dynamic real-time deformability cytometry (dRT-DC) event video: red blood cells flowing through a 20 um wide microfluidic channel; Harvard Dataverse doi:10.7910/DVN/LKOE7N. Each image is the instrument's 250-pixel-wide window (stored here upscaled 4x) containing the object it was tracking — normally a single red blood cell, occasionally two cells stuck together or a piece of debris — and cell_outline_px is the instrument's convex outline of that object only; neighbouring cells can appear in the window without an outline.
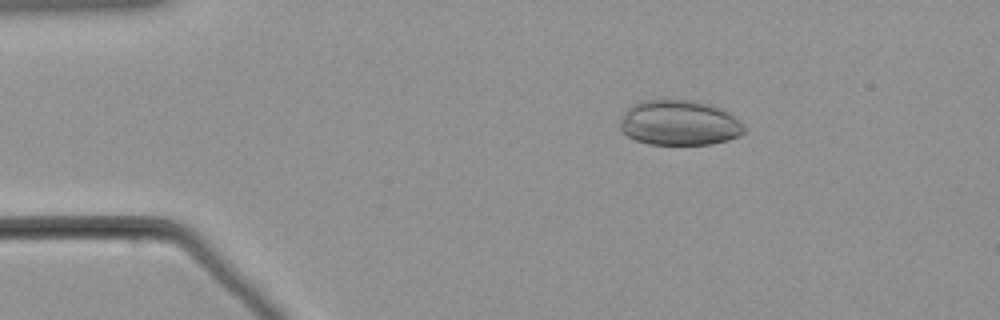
{"species": "common noctule bat (a hibernating species)", "species_latin": "Nyctalus noctula", "temperature_condition": "warm", "stored_images_in_passage": 49, "camera_frame_rate_fps": 3000, "um_per_image_px": 0.085, "animal": {"sex": "male", "body_mass_g": 21.5, "forearm_length_mm": 52.0}, "frame": {"image": 1, "passage_image": 10, "time_ms": 3.0, "image_size_px": [1000, 320], "cell_outline_px": [[744, 132], [740, 136], [728, 140], [712, 144], [648, 144], [636, 140], [628, 136], [620, 128], [620, 120], [624, 112], [632, 104], [644, 100], [692, 100], [712, 104], [724, 108], [744, 124]], "centroid_in_image_um": [57.77, 10.43], "position_along_channel_um": 27.2, "area_um2": 32.95}}
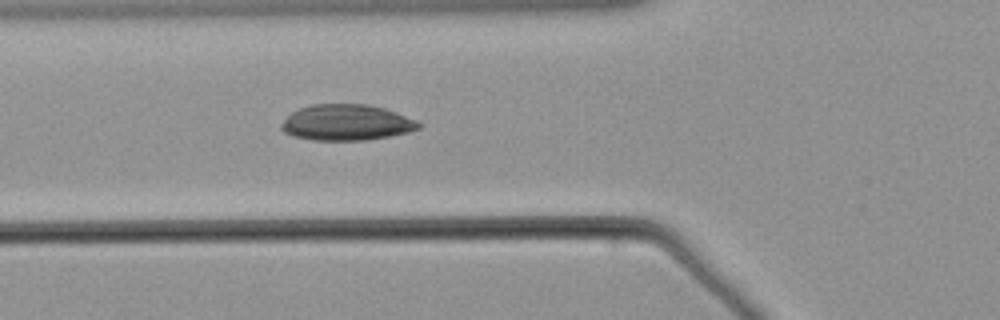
{"frame": {"image": 2, "passage_image": 21, "time_ms": 6.667, "image_size_px": [1000, 320], "cell_outline_px": [[424, 124], [420, 128], [408, 132], [388, 136], [364, 140], [312, 140], [292, 136], [284, 132], [280, 128], [280, 124], [292, 112], [300, 108], [312, 104], [368, 104], [384, 108], [396, 112], [416, 120]], "centroid_in_image_um": [29.45, 10.41], "position_along_channel_um": 96.3, "area_um2": 28.78}}
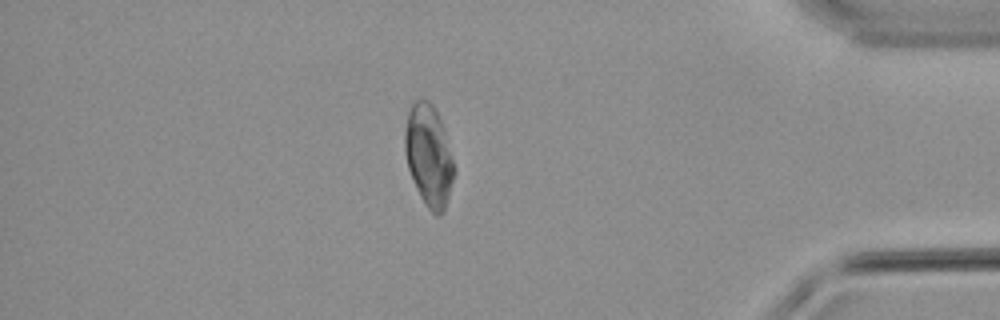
{"frame": {"image": 3, "passage_image": 49, "time_ms": 16.0, "image_size_px": [1000, 320], "cell_outline_px": [[456, 172], [444, 212], [440, 216], [436, 216], [424, 204], [412, 180], [408, 168], [404, 152], [404, 132], [408, 112], [412, 100], [420, 96], [428, 100], [432, 104], [444, 128]], "centroid_in_image_um": [36.43, 13.21], "position_along_channel_um": 398.8, "area_um2": 29.65}}